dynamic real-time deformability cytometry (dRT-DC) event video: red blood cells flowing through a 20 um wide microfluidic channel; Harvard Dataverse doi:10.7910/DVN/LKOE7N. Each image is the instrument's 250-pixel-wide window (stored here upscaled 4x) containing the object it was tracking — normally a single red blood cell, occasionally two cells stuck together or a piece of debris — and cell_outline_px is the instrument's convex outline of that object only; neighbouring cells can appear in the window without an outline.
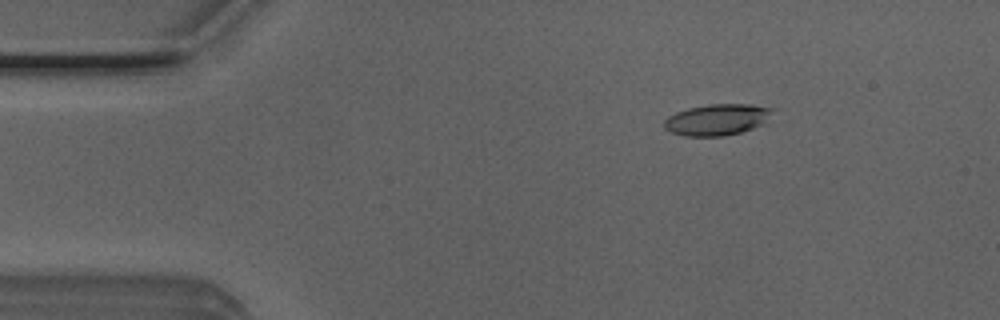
{"species": "Egyptian fruit bat (a non-hibernating species)", "species_latin": "Rousettus aegyptiacus", "temperature_condition": "room temperature", "stored_images_in_passage": 50, "camera_frame_rate_fps": 3000, "um_per_image_px": 0.085, "animal": {"sex": "male"}, "frame": {"image": 1, "passage_image": 7, "time_ms": 2.0, "image_size_px": [1000, 320], "cell_outline_px": [[776, 108], [764, 124], [740, 132], [724, 136], [684, 136], [672, 132], [664, 128], [664, 120], [668, 116], [676, 112], [688, 108], [708, 104], [752, 104]], "centroid_in_image_um": [60.98, 10.16], "position_along_channel_um": 24.0, "area_um2": 19.88}}
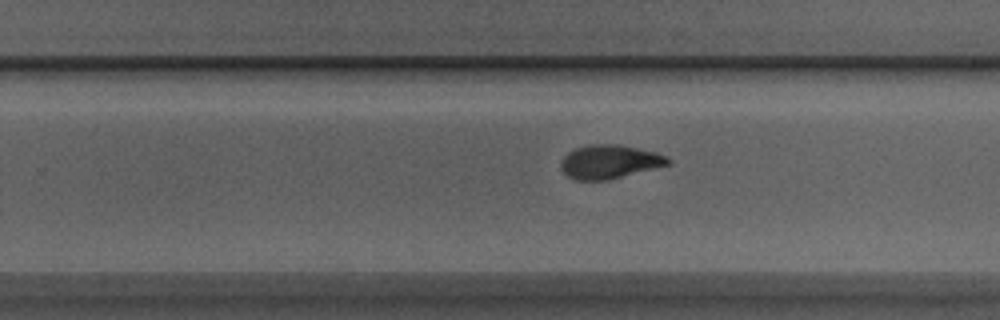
{"frame": {"image": 2, "passage_image": 31, "time_ms": 10.0, "image_size_px": [1000, 320], "cell_outline_px": [[672, 164], [608, 180], [572, 180], [560, 168], [560, 160], [568, 152], [576, 148], [588, 144], [616, 144], [656, 152], [672, 160]], "centroid_in_image_um": [51.79, 13.75], "position_along_channel_um": 278.0, "area_um2": 21.15}}
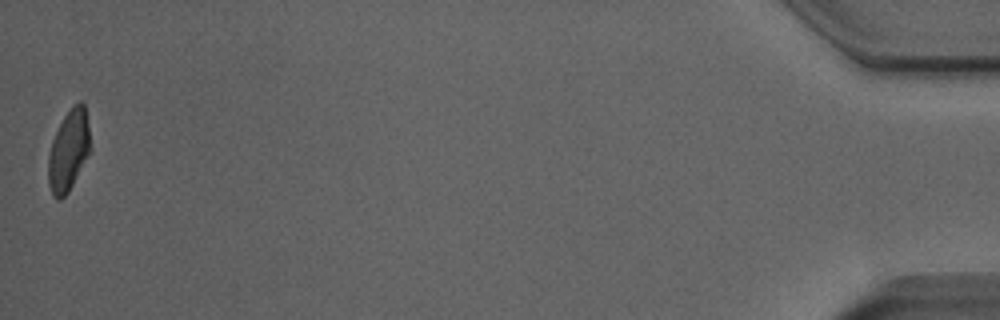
{"frame": {"image": 3, "passage_image": 50, "time_ms": 16.333, "image_size_px": [1000, 320], "cell_outline_px": [[92, 148], [68, 192], [60, 200], [56, 200], [52, 196], [48, 184], [48, 156], [52, 140], [64, 116], [80, 100], [84, 104]], "centroid_in_image_um": [5.82, 12.84], "position_along_channel_um": 429.4, "area_um2": 19.71}, "authors_computed_cell_mechanics": {"area_um2": 20.6346, "velocity_mm_per_s": 4.0154, "shape_relaxation_time_tau1_ms": 3.6639, "shape_relaxation_time_tau2_ms": 2.4605, "deformation_change_tau1": 0.1511, "deformation_change_tau2": 0.0862}}